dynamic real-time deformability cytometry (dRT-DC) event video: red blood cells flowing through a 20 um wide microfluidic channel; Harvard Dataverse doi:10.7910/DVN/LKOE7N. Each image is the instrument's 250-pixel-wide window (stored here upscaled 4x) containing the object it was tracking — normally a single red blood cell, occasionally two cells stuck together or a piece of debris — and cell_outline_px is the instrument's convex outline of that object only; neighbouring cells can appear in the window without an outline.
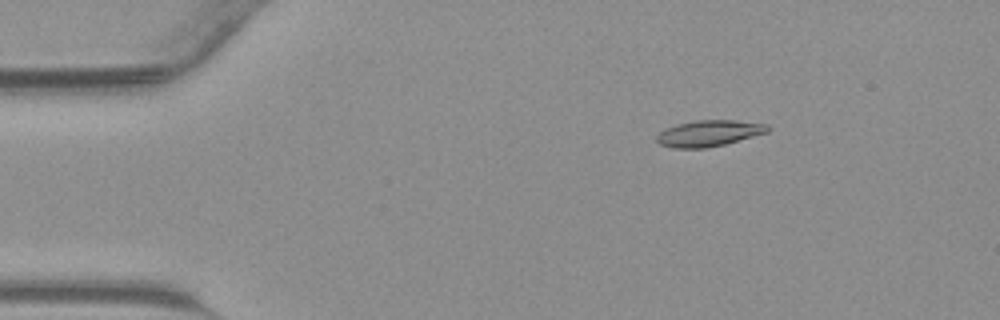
{"species": "common noctule bat (a hibernating species)", "species_latin": "Nyctalus noctula", "temperature_condition": "warm", "stored_images_in_passage": 44, "camera_frame_rate_fps": 3000, "um_per_image_px": 0.085, "animal": {"sex": "male", "body_mass_g": 23.1, "forearm_length_mm": 52.7}, "frame": {"image": 1, "passage_image": 7, "time_ms": 2.0, "image_size_px": [1000, 320], "cell_outline_px": [[768, 132], [724, 144], [704, 148], [672, 148], [660, 144], [656, 140], [656, 136], [660, 132], [676, 124], [696, 120], [736, 120], [768, 124]], "centroid_in_image_um": [60.24, 11.32], "position_along_channel_um": 24.8, "area_um2": 16.76}}
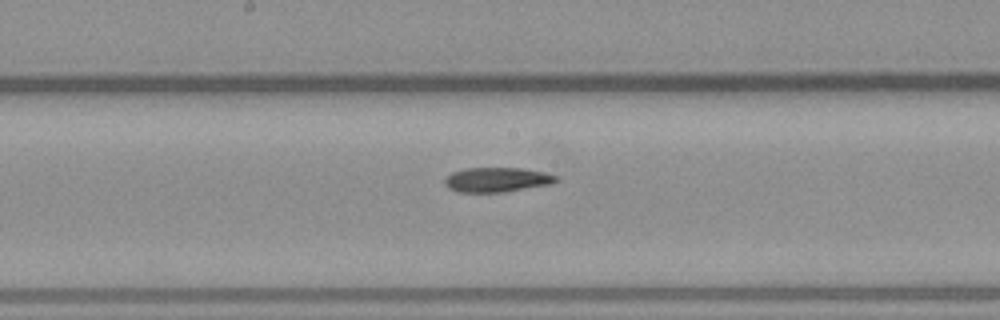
{"frame": {"image": 2, "passage_image": 23, "time_ms": 7.333, "image_size_px": [1000, 320], "cell_outline_px": [[560, 180], [552, 184], [504, 192], [460, 192], [448, 188], [444, 184], [444, 180], [452, 172], [464, 168], [520, 168], [544, 172], [556, 176]], "centroid_in_image_um": [42.24, 15.28], "position_along_channel_um": 206.0, "area_um2": 16.01}}
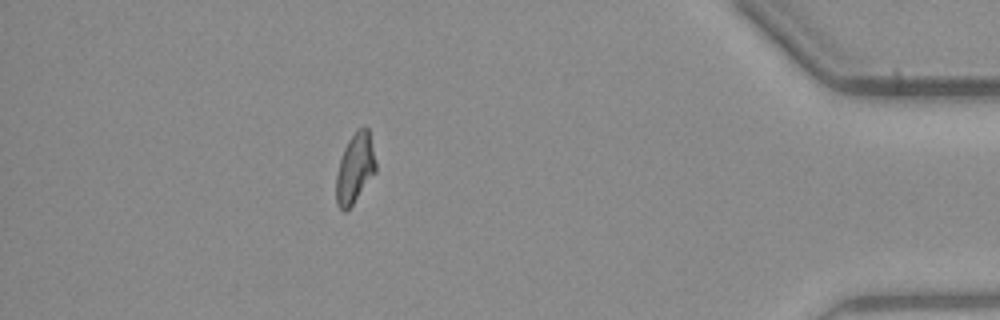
{"frame": {"image": 3, "passage_image": 39, "time_ms": 12.667, "image_size_px": [1000, 320], "cell_outline_px": [[376, 172], [352, 204], [344, 212], [336, 204], [336, 176], [340, 160], [344, 148], [348, 140], [356, 128], [368, 128], [376, 160]], "centroid_in_image_um": [30.17, 14.28], "position_along_channel_um": 405.0, "area_um2": 16.01}}